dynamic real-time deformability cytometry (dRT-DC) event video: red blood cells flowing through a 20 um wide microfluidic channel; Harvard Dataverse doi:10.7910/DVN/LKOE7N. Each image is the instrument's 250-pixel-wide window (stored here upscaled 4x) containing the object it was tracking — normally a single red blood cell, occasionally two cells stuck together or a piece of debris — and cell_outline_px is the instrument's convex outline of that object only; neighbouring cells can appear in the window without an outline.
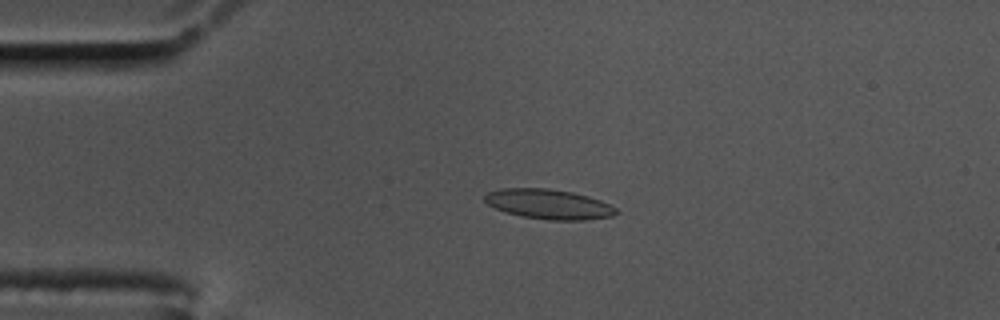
{"species": "common noctule bat (a hibernating species)", "species_latin": "Nyctalus noctula", "temperature_condition": "cold", "stored_images_in_passage": 57, "camera_frame_rate_fps": 3000, "um_per_image_px": 0.085, "animal": {"sex": "male", "body_mass_g": 17.5, "forearm_length_mm": 52.3}, "frame": {"image": 1, "passage_image": 13, "time_ms": 4.0, "image_size_px": [1000, 320], "cell_outline_px": [[620, 212], [612, 216], [584, 220], [548, 220], [520, 216], [504, 212], [488, 204], [484, 200], [484, 196], [488, 192], [500, 188], [548, 188], [572, 192], [588, 196], [600, 200], [616, 208]], "centroid_in_image_um": [46.63, 17.35], "position_along_channel_um": 38.4, "area_um2": 22.95}}
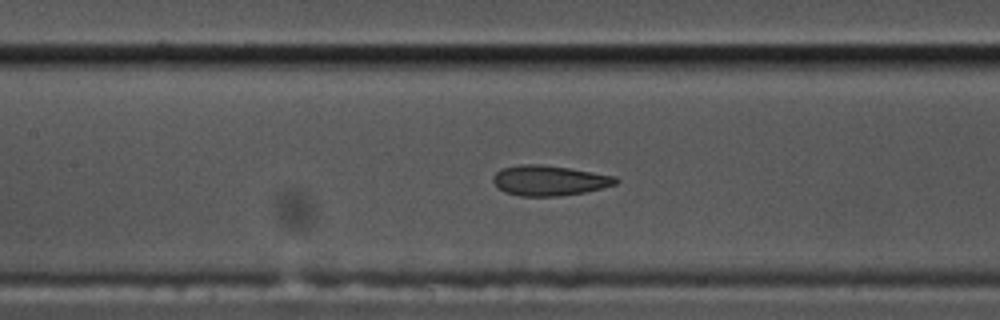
{"frame": {"image": 2, "passage_image": 26, "time_ms": 8.333, "image_size_px": [1000, 320], "cell_outline_px": [[620, 180], [616, 184], [584, 192], [560, 196], [520, 196], [504, 192], [492, 180], [492, 176], [496, 172], [504, 168], [520, 164], [540, 164], [568, 168], [616, 176]], "centroid_in_image_um": [46.68, 15.34], "position_along_channel_um": 160.7, "area_um2": 21.44}}
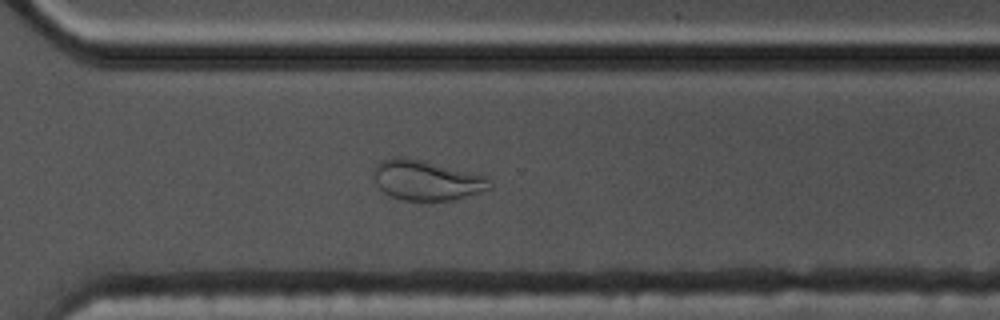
{"frame": {"image": 3, "passage_image": 41, "time_ms": 13.333, "image_size_px": [1000, 320], "cell_outline_px": [[492, 188], [456, 200], [400, 200], [388, 196], [376, 184], [372, 172], [372, 168], [380, 160], [392, 156], [404, 156], [484, 176], [492, 184]], "centroid_in_image_um": [36.17, 15.32], "position_along_channel_um": 334.4, "area_um2": 27.11}, "authors_computed_cell_mechanics": {"area_um2": 21.964, "velocity_mm_per_s": 3.4845, "shape_relaxation_time_tau1_ms": null, "shape_relaxation_time_tau2_ms": 1.4106, "deformation_change_tau1": null, "deformation_change_tau2": 0.07}}